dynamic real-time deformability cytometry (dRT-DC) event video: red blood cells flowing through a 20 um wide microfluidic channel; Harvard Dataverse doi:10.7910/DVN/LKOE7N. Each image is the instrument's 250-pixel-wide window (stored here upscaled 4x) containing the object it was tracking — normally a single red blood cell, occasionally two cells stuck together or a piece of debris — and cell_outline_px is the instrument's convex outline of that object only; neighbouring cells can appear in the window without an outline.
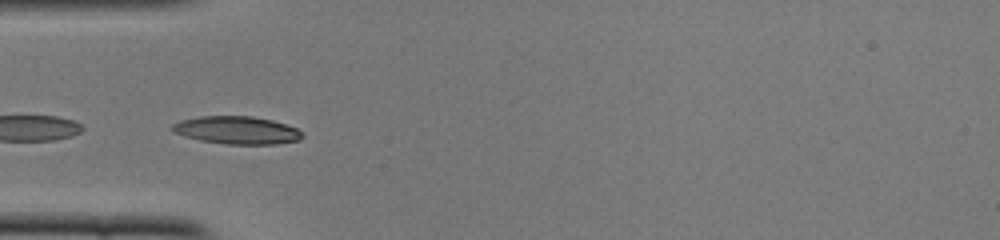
{"species": "common noctule bat (a hibernating species)", "species_latin": "Nyctalus noctula", "temperature_condition": "cold", "stored_images_in_passage": 16, "camera_frame_rate_fps": 3000, "um_per_image_px": 0.085, "animal": {"sex": "female", "body_mass_g": 22.0, "forearm_length_mm": 56.7}, "frame": {"image": 1, "passage_image": 14, "time_ms": 4.333, "image_size_px": [1000, 240], "cell_outline_px": [[304, 136], [300, 140], [276, 144], [224, 144], [200, 140], [184, 136], [176, 132], [172, 128], [172, 124], [180, 120], [200, 116], [252, 116], [272, 120], [296, 128], [304, 132]], "centroid_in_image_um": [20.17, 11.07], "position_along_channel_um": 64.8, "area_um2": 21.04}}